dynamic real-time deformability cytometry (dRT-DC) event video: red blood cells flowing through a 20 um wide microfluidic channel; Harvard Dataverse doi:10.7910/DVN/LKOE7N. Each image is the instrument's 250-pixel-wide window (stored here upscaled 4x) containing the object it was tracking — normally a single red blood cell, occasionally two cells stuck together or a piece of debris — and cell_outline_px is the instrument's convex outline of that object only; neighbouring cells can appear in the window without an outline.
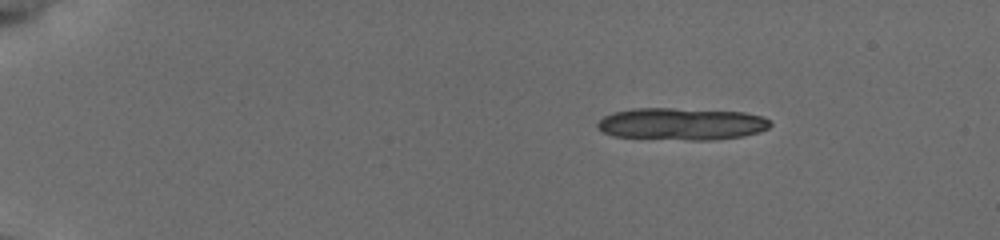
{"species": "common noctule bat (a hibernating species)", "species_latin": "Nyctalus noctula", "temperature_condition": "cold", "stored_images_in_passage": 11, "camera_frame_rate_fps": 3000, "um_per_image_px": 0.085, "animal": {"sex": "female", "body_mass_g": 19.5, "forearm_length_mm": 54.1}, "frame": {"image": 1, "passage_image": 1, "time_ms": 0.0, "image_size_px": [1000, 240], "cell_outline_px": [[772, 124], [768, 128], [744, 136], [712, 140], [692, 140], [612, 136], [596, 128], [596, 124], [604, 116], [612, 112], [632, 108], [672, 108], [744, 112], [764, 116]], "centroid_in_image_um": [57.91, 10.53], "position_along_channel_um": 27.1, "area_um2": 32.43}}